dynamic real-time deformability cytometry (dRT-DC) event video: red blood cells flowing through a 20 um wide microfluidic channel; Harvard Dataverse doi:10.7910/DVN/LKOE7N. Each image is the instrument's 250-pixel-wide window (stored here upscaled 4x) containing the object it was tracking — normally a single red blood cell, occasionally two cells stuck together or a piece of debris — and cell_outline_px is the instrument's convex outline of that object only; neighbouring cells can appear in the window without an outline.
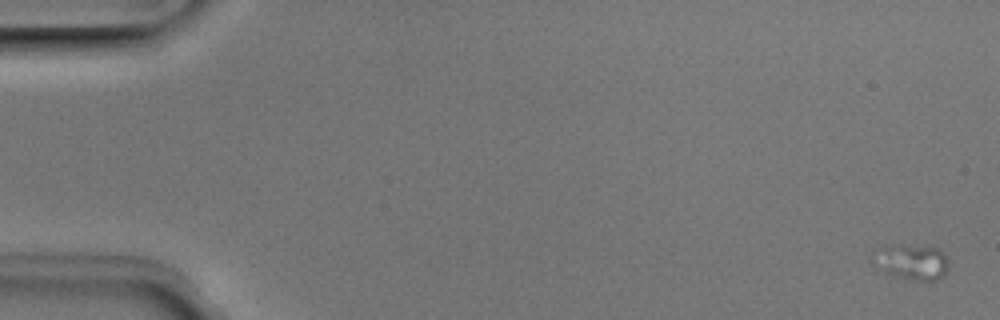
{"species": "Egyptian fruit bat (a non-hibernating species)", "species_latin": "Rousettus aegyptiacus", "temperature_condition": "room temperature", "stored_images_in_passage": 4, "camera_frame_rate_fps": 3000, "um_per_image_px": 0.085, "animal": {"sex": "male"}, "frame": {"image": 1, "passage_image": 1, "time_ms": 0.0, "image_size_px": [1000, 320], "cell_outline_px": [[948, 268], [944, 276], [936, 280], [916, 280], [884, 272], [868, 264], [868, 260], [872, 248], [884, 244], [904, 244], [936, 248], [948, 260]], "centroid_in_image_um": [77.3, 22.21], "position_along_channel_um": 7.7, "area_um2": 16.36}}
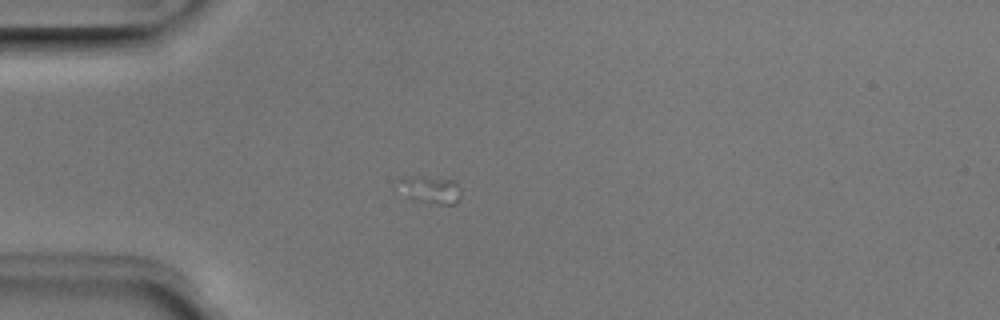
{"frame": {"image": 2, "passage_image": 4, "time_ms": 1.0, "image_size_px": [1000, 320], "cell_outline_px": [[460, 196], [456, 204], [436, 204], [392, 192], [392, 188], [396, 180], [404, 176], [420, 176], [452, 180], [460, 188]], "centroid_in_image_um": [36.39, 16.1], "position_along_channel_um": 48.6, "area_um2": 10.46}}